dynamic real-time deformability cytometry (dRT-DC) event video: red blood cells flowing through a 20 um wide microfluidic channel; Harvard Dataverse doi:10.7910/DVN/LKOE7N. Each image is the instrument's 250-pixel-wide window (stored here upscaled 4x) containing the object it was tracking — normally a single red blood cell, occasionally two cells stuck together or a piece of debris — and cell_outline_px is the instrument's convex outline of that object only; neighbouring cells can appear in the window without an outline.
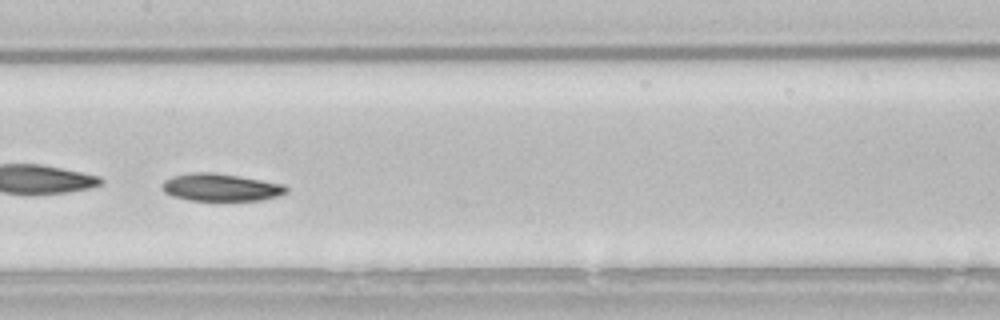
{"species": "common noctule bat (a hibernating species)", "species_latin": "Nyctalus noctula", "temperature_condition": "room temperature", "stored_images_in_passage": 38, "camera_frame_rate_fps": 3000, "um_per_image_px": 0.085, "animal": {"sex": "male", "body_mass_g": 21.5, "forearm_length_mm": 52.0}, "frame": {"image": 1, "passage_image": 22, "time_ms": 7.0, "image_size_px": [1000, 320], "cell_outline_px": [[288, 192], [276, 196], [260, 200], [188, 200], [172, 196], [164, 192], [160, 184], [164, 180], [172, 176], [192, 172], [212, 172], [284, 184], [288, 188]], "centroid_in_image_um": [18.71, 15.92], "position_along_channel_um": 188.7, "area_um2": 19.77}, "authors_computed_cell_mechanics": {"area_um2": 20.519, "velocity_mm_per_s": 3.7973, "shape_relaxation_time_tau1_ms": 3.3894, "shape_relaxation_time_tau2_ms": null, "deformation_change_tau1": 0.1109, "deformation_change_tau2": null}}